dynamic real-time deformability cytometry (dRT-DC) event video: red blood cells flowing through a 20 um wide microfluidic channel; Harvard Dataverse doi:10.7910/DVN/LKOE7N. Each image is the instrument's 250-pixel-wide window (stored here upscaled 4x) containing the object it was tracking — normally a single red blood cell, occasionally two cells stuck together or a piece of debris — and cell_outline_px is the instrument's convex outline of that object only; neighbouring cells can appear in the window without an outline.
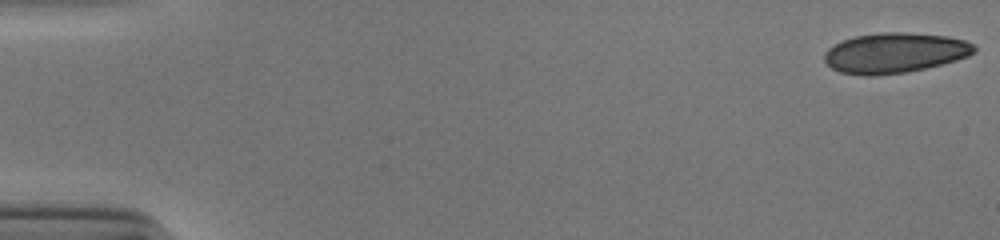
{"species": "human", "species_latin": "Homo sapiens", "temperature_condition": "cold", "stored_images_in_passage": 17, "camera_frame_rate_fps": 3000, "um_per_image_px": 0.085, "donor": {"sex": "male"}, "frame": {"image": 1, "passage_image": 1, "time_ms": 0.0, "image_size_px": [1000, 240], "cell_outline_px": [[976, 52], [968, 56], [956, 60], [908, 72], [876, 76], [864, 76], [840, 72], [832, 68], [824, 60], [824, 52], [828, 48], [844, 40], [856, 36], [880, 32], [908, 32], [948, 36], [964, 40], [972, 44], [976, 48]], "centroid_in_image_um": [76.05, 4.5], "position_along_channel_um": 9.0, "area_um2": 35.14}}
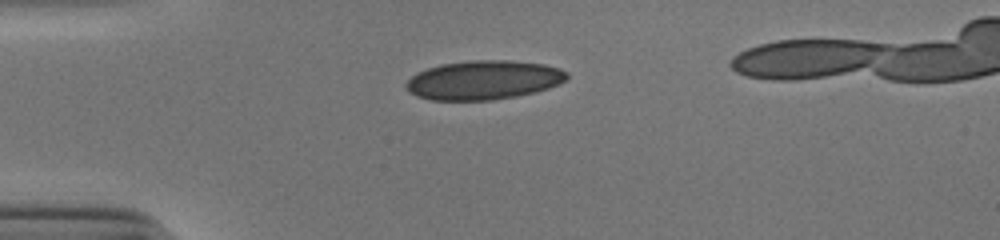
{"frame": {"image": 2, "passage_image": 14, "time_ms": 4.333, "image_size_px": [1000, 240], "cell_outline_px": [[568, 80], [560, 84], [536, 92], [516, 96], [492, 100], [432, 100], [416, 96], [408, 92], [404, 88], [404, 84], [416, 72], [440, 64], [472, 60], [508, 60], [544, 64], [560, 68], [568, 72]], "centroid_in_image_um": [41.11, 6.8], "position_along_channel_um": 43.9, "area_um2": 36.99}}